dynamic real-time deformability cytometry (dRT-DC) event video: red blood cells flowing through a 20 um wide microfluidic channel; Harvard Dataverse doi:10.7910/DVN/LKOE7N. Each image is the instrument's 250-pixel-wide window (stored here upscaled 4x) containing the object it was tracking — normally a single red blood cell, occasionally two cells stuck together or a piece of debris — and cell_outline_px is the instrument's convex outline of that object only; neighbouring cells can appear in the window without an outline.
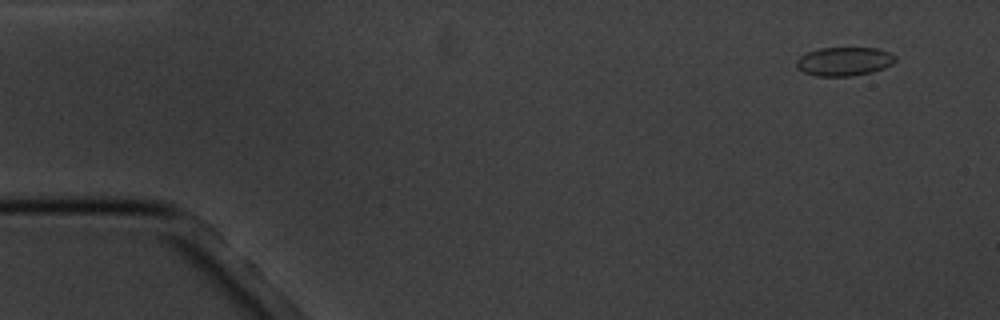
{"species": "common noctule bat (a hibernating species)", "species_latin": "Nyctalus noctula", "temperature_condition": "cold", "stored_images_in_passage": 3, "segment_of_instrument_passage": [2, 2], "camera_frame_rate_fps": 3000, "um_per_image_px": 0.085, "animal": {"sex": "male", "body_mass_g": 20.1, "forearm_length_mm": 53.5}, "frame": {"image": 1, "passage_image": 3, "time_ms": 3.0, "image_size_px": [1000, 320], "cell_outline_px": [[896, 60], [892, 64], [884, 68], [872, 72], [852, 76], [816, 76], [804, 72], [796, 68], [796, 60], [800, 56], [808, 52], [820, 48], [876, 48], [892, 52], [896, 56]], "centroid_in_image_um": [71.77, 5.22], "position_along_channel_um": 13.2, "area_um2": 16.7}}